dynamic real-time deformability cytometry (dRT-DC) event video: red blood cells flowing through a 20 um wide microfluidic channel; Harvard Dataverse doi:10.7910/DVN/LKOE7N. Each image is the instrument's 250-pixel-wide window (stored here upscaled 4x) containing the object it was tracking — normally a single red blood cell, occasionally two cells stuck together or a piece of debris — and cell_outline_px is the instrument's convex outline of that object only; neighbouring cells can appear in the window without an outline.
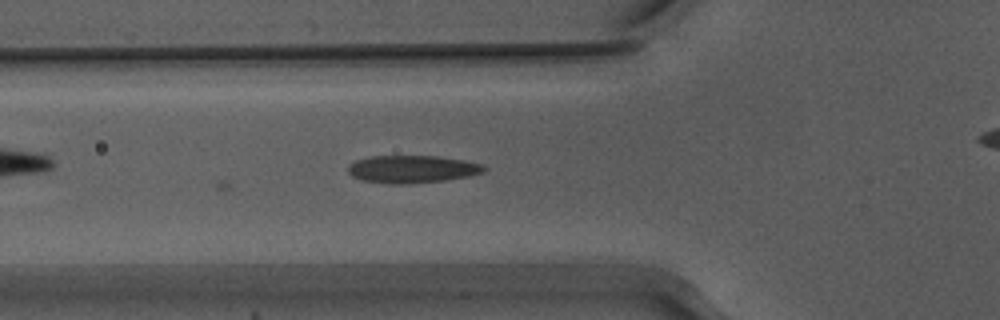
{"species": "Egyptian fruit bat (a non-hibernating species)", "species_latin": "Rousettus aegyptiacus", "temperature_condition": "warm", "stored_images_in_passage": 4, "camera_frame_rate_fps": 3000, "um_per_image_px": 0.085, "animal": {"sex": "male"}, "frame": {"image": 1, "passage_image": 4, "time_ms": 1.0, "image_size_px": [1000, 320], "cell_outline_px": [[488, 168], [484, 172], [468, 176], [444, 180], [404, 184], [392, 184], [360, 180], [352, 176], [348, 172], [348, 164], [356, 160], [372, 156], [436, 156], [464, 160], [484, 164]], "centroid_in_image_um": [35.03, 14.37], "position_along_channel_um": 90.8, "area_um2": 21.91}}